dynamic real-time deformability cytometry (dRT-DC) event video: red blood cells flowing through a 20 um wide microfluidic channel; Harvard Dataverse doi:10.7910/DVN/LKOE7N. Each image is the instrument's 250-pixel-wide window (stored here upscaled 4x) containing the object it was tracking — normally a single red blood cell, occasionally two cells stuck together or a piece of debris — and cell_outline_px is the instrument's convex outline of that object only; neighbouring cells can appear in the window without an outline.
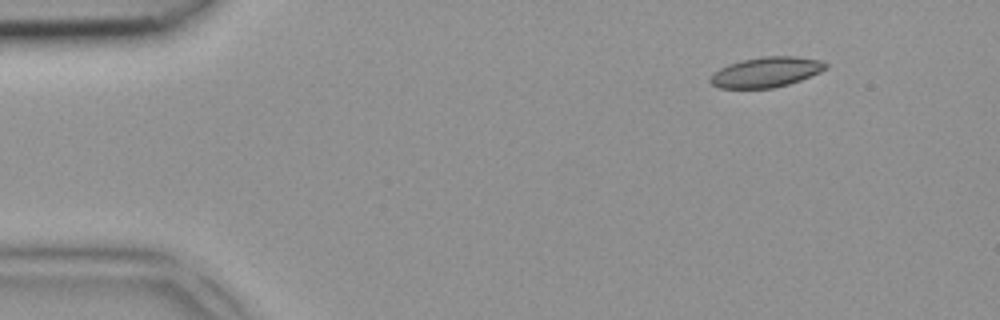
{"species": "common noctule bat (a hibernating species)", "species_latin": "Nyctalus noctula", "temperature_condition": "room temperature", "stored_images_in_passage": 2, "camera_frame_rate_fps": 3000, "um_per_image_px": 0.085, "animal": {"sex": "female", "body_mass_g": 18.4}, "frame": {"image": 1, "passage_image": 1, "time_ms": 0.0, "image_size_px": [1000, 320], "cell_outline_px": [[828, 68], [820, 72], [800, 80], [788, 84], [772, 88], [720, 88], [712, 84], [708, 80], [720, 68], [728, 64], [744, 60], [764, 56], [796, 56], [820, 60], [828, 64]], "centroid_in_image_um": [65.15, 6.13], "position_along_channel_um": 19.8, "area_um2": 20.11}}